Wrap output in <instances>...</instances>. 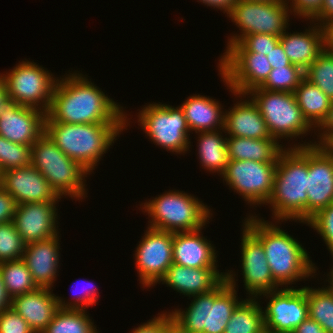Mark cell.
I'll list each match as a JSON object with an SVG mask.
<instances>
[{
  "mask_svg": "<svg viewBox=\"0 0 333 333\" xmlns=\"http://www.w3.org/2000/svg\"><path fill=\"white\" fill-rule=\"evenodd\" d=\"M139 206L148 215L147 227L173 233L205 228L214 215L213 209L198 197L178 189L145 199Z\"/></svg>",
  "mask_w": 333,
  "mask_h": 333,
  "instance_id": "cell-6",
  "label": "cell"
},
{
  "mask_svg": "<svg viewBox=\"0 0 333 333\" xmlns=\"http://www.w3.org/2000/svg\"><path fill=\"white\" fill-rule=\"evenodd\" d=\"M89 315L87 309L60 308L41 333H100Z\"/></svg>",
  "mask_w": 333,
  "mask_h": 333,
  "instance_id": "cell-32",
  "label": "cell"
},
{
  "mask_svg": "<svg viewBox=\"0 0 333 333\" xmlns=\"http://www.w3.org/2000/svg\"><path fill=\"white\" fill-rule=\"evenodd\" d=\"M203 229L173 233V264L189 268L219 266L218 251L212 242L203 236Z\"/></svg>",
  "mask_w": 333,
  "mask_h": 333,
  "instance_id": "cell-25",
  "label": "cell"
},
{
  "mask_svg": "<svg viewBox=\"0 0 333 333\" xmlns=\"http://www.w3.org/2000/svg\"><path fill=\"white\" fill-rule=\"evenodd\" d=\"M9 103L6 86L3 79L0 77V112Z\"/></svg>",
  "mask_w": 333,
  "mask_h": 333,
  "instance_id": "cell-53",
  "label": "cell"
},
{
  "mask_svg": "<svg viewBox=\"0 0 333 333\" xmlns=\"http://www.w3.org/2000/svg\"><path fill=\"white\" fill-rule=\"evenodd\" d=\"M327 276L326 277H328V278H326L324 281H326V282H324L325 283V285H326V283L328 282V285L332 288V290H333V266H331V269H330V272H328L327 274H326Z\"/></svg>",
  "mask_w": 333,
  "mask_h": 333,
  "instance_id": "cell-55",
  "label": "cell"
},
{
  "mask_svg": "<svg viewBox=\"0 0 333 333\" xmlns=\"http://www.w3.org/2000/svg\"><path fill=\"white\" fill-rule=\"evenodd\" d=\"M172 319L171 313L165 310L157 316L149 319L145 323H141L138 327H134L129 333H162L163 327Z\"/></svg>",
  "mask_w": 333,
  "mask_h": 333,
  "instance_id": "cell-45",
  "label": "cell"
},
{
  "mask_svg": "<svg viewBox=\"0 0 333 333\" xmlns=\"http://www.w3.org/2000/svg\"><path fill=\"white\" fill-rule=\"evenodd\" d=\"M25 247L13 221L0 224V263L22 259Z\"/></svg>",
  "mask_w": 333,
  "mask_h": 333,
  "instance_id": "cell-38",
  "label": "cell"
},
{
  "mask_svg": "<svg viewBox=\"0 0 333 333\" xmlns=\"http://www.w3.org/2000/svg\"><path fill=\"white\" fill-rule=\"evenodd\" d=\"M306 226L313 228L321 236L333 257V203L319 210L306 222Z\"/></svg>",
  "mask_w": 333,
  "mask_h": 333,
  "instance_id": "cell-39",
  "label": "cell"
},
{
  "mask_svg": "<svg viewBox=\"0 0 333 333\" xmlns=\"http://www.w3.org/2000/svg\"><path fill=\"white\" fill-rule=\"evenodd\" d=\"M276 167L277 162L229 160L220 177L251 208L264 207L272 194Z\"/></svg>",
  "mask_w": 333,
  "mask_h": 333,
  "instance_id": "cell-12",
  "label": "cell"
},
{
  "mask_svg": "<svg viewBox=\"0 0 333 333\" xmlns=\"http://www.w3.org/2000/svg\"><path fill=\"white\" fill-rule=\"evenodd\" d=\"M0 333H35L26 320L13 308L0 312Z\"/></svg>",
  "mask_w": 333,
  "mask_h": 333,
  "instance_id": "cell-42",
  "label": "cell"
},
{
  "mask_svg": "<svg viewBox=\"0 0 333 333\" xmlns=\"http://www.w3.org/2000/svg\"><path fill=\"white\" fill-rule=\"evenodd\" d=\"M83 281H86V287H83V290L80 293V290H72L73 294V301L71 300H64L63 297L57 296L59 307L60 308H75V309H87L91 306H94L95 304H98V299L100 297V292L98 288L96 287L95 283H92L91 281L83 279ZM79 282V280H78ZM76 282V284L78 283ZM75 284L73 283V286ZM79 285V284H78ZM84 286V285H83ZM75 286L74 288H76ZM82 288V287H81ZM85 288V289H84ZM72 289V288H71Z\"/></svg>",
  "mask_w": 333,
  "mask_h": 333,
  "instance_id": "cell-40",
  "label": "cell"
},
{
  "mask_svg": "<svg viewBox=\"0 0 333 333\" xmlns=\"http://www.w3.org/2000/svg\"><path fill=\"white\" fill-rule=\"evenodd\" d=\"M224 129L196 132L197 155L200 165L207 172L221 176L229 162L227 135Z\"/></svg>",
  "mask_w": 333,
  "mask_h": 333,
  "instance_id": "cell-28",
  "label": "cell"
},
{
  "mask_svg": "<svg viewBox=\"0 0 333 333\" xmlns=\"http://www.w3.org/2000/svg\"><path fill=\"white\" fill-rule=\"evenodd\" d=\"M0 186L15 199L17 205L36 202H61L62 199L41 172L32 165L2 172L0 174Z\"/></svg>",
  "mask_w": 333,
  "mask_h": 333,
  "instance_id": "cell-19",
  "label": "cell"
},
{
  "mask_svg": "<svg viewBox=\"0 0 333 333\" xmlns=\"http://www.w3.org/2000/svg\"><path fill=\"white\" fill-rule=\"evenodd\" d=\"M296 287V288H295ZM281 287L257 297L264 299L262 305L265 329L272 332H294L301 322L309 317L307 301V285L302 288Z\"/></svg>",
  "mask_w": 333,
  "mask_h": 333,
  "instance_id": "cell-15",
  "label": "cell"
},
{
  "mask_svg": "<svg viewBox=\"0 0 333 333\" xmlns=\"http://www.w3.org/2000/svg\"><path fill=\"white\" fill-rule=\"evenodd\" d=\"M247 215L242 223L262 243L273 279L281 287L317 277L319 268L303 244L279 226L283 221L273 223L260 214Z\"/></svg>",
  "mask_w": 333,
  "mask_h": 333,
  "instance_id": "cell-2",
  "label": "cell"
},
{
  "mask_svg": "<svg viewBox=\"0 0 333 333\" xmlns=\"http://www.w3.org/2000/svg\"><path fill=\"white\" fill-rule=\"evenodd\" d=\"M16 207L15 199L0 186V224L13 221Z\"/></svg>",
  "mask_w": 333,
  "mask_h": 333,
  "instance_id": "cell-46",
  "label": "cell"
},
{
  "mask_svg": "<svg viewBox=\"0 0 333 333\" xmlns=\"http://www.w3.org/2000/svg\"><path fill=\"white\" fill-rule=\"evenodd\" d=\"M294 94L303 117L316 129L326 118L332 101L317 85L305 77Z\"/></svg>",
  "mask_w": 333,
  "mask_h": 333,
  "instance_id": "cell-30",
  "label": "cell"
},
{
  "mask_svg": "<svg viewBox=\"0 0 333 333\" xmlns=\"http://www.w3.org/2000/svg\"><path fill=\"white\" fill-rule=\"evenodd\" d=\"M274 137L252 139L227 136L229 160H254L258 162H277L279 153L285 148Z\"/></svg>",
  "mask_w": 333,
  "mask_h": 333,
  "instance_id": "cell-29",
  "label": "cell"
},
{
  "mask_svg": "<svg viewBox=\"0 0 333 333\" xmlns=\"http://www.w3.org/2000/svg\"><path fill=\"white\" fill-rule=\"evenodd\" d=\"M236 99L233 107L225 109L224 130L227 136L244 137L252 139H269L270 135L266 122L263 119L259 108L247 94H237L229 87L226 78L218 73ZM244 98V99H243Z\"/></svg>",
  "mask_w": 333,
  "mask_h": 333,
  "instance_id": "cell-20",
  "label": "cell"
},
{
  "mask_svg": "<svg viewBox=\"0 0 333 333\" xmlns=\"http://www.w3.org/2000/svg\"><path fill=\"white\" fill-rule=\"evenodd\" d=\"M248 1H255V2H275V1H285V0H248Z\"/></svg>",
  "mask_w": 333,
  "mask_h": 333,
  "instance_id": "cell-56",
  "label": "cell"
},
{
  "mask_svg": "<svg viewBox=\"0 0 333 333\" xmlns=\"http://www.w3.org/2000/svg\"><path fill=\"white\" fill-rule=\"evenodd\" d=\"M46 113L9 102L0 112V135L11 142L32 145L43 133Z\"/></svg>",
  "mask_w": 333,
  "mask_h": 333,
  "instance_id": "cell-21",
  "label": "cell"
},
{
  "mask_svg": "<svg viewBox=\"0 0 333 333\" xmlns=\"http://www.w3.org/2000/svg\"><path fill=\"white\" fill-rule=\"evenodd\" d=\"M241 226L240 274L247 297L257 298L263 293L280 289L271 274L262 243L244 225Z\"/></svg>",
  "mask_w": 333,
  "mask_h": 333,
  "instance_id": "cell-16",
  "label": "cell"
},
{
  "mask_svg": "<svg viewBox=\"0 0 333 333\" xmlns=\"http://www.w3.org/2000/svg\"><path fill=\"white\" fill-rule=\"evenodd\" d=\"M126 130V123L66 124L44 122V133L68 157L91 174ZM118 137V138H117Z\"/></svg>",
  "mask_w": 333,
  "mask_h": 333,
  "instance_id": "cell-4",
  "label": "cell"
},
{
  "mask_svg": "<svg viewBox=\"0 0 333 333\" xmlns=\"http://www.w3.org/2000/svg\"><path fill=\"white\" fill-rule=\"evenodd\" d=\"M11 308L26 320L35 333H41L60 309L53 290L42 287L13 297Z\"/></svg>",
  "mask_w": 333,
  "mask_h": 333,
  "instance_id": "cell-26",
  "label": "cell"
},
{
  "mask_svg": "<svg viewBox=\"0 0 333 333\" xmlns=\"http://www.w3.org/2000/svg\"><path fill=\"white\" fill-rule=\"evenodd\" d=\"M50 72L42 65L25 58L13 69L4 74L0 73L6 86L9 102L33 107L47 113L58 79Z\"/></svg>",
  "mask_w": 333,
  "mask_h": 333,
  "instance_id": "cell-10",
  "label": "cell"
},
{
  "mask_svg": "<svg viewBox=\"0 0 333 333\" xmlns=\"http://www.w3.org/2000/svg\"><path fill=\"white\" fill-rule=\"evenodd\" d=\"M261 302L257 298L246 297L232 313L223 333H260L264 330Z\"/></svg>",
  "mask_w": 333,
  "mask_h": 333,
  "instance_id": "cell-31",
  "label": "cell"
},
{
  "mask_svg": "<svg viewBox=\"0 0 333 333\" xmlns=\"http://www.w3.org/2000/svg\"><path fill=\"white\" fill-rule=\"evenodd\" d=\"M315 135L317 140H312V142H299L293 145V142L288 147H299V146H310V145H321V146H333V101L331 102L330 109L326 118L322 123L315 129ZM318 131V132H317ZM317 133V134H316ZM292 145V146H291Z\"/></svg>",
  "mask_w": 333,
  "mask_h": 333,
  "instance_id": "cell-43",
  "label": "cell"
},
{
  "mask_svg": "<svg viewBox=\"0 0 333 333\" xmlns=\"http://www.w3.org/2000/svg\"><path fill=\"white\" fill-rule=\"evenodd\" d=\"M279 42L280 37L264 33L246 35L239 41L248 52L262 55H267Z\"/></svg>",
  "mask_w": 333,
  "mask_h": 333,
  "instance_id": "cell-41",
  "label": "cell"
},
{
  "mask_svg": "<svg viewBox=\"0 0 333 333\" xmlns=\"http://www.w3.org/2000/svg\"><path fill=\"white\" fill-rule=\"evenodd\" d=\"M218 61V72L237 94H247L259 88L272 70L266 55L248 52L239 42L232 44Z\"/></svg>",
  "mask_w": 333,
  "mask_h": 333,
  "instance_id": "cell-13",
  "label": "cell"
},
{
  "mask_svg": "<svg viewBox=\"0 0 333 333\" xmlns=\"http://www.w3.org/2000/svg\"><path fill=\"white\" fill-rule=\"evenodd\" d=\"M308 29L303 32H285L280 36L285 54L291 64L305 71L328 46L327 28L318 23L309 21ZM312 23V24H311Z\"/></svg>",
  "mask_w": 333,
  "mask_h": 333,
  "instance_id": "cell-22",
  "label": "cell"
},
{
  "mask_svg": "<svg viewBox=\"0 0 333 333\" xmlns=\"http://www.w3.org/2000/svg\"><path fill=\"white\" fill-rule=\"evenodd\" d=\"M266 56L272 68L291 65V62L285 54L284 48L280 42Z\"/></svg>",
  "mask_w": 333,
  "mask_h": 333,
  "instance_id": "cell-48",
  "label": "cell"
},
{
  "mask_svg": "<svg viewBox=\"0 0 333 333\" xmlns=\"http://www.w3.org/2000/svg\"><path fill=\"white\" fill-rule=\"evenodd\" d=\"M71 72V73H70ZM102 91L88 75L70 71L58 77L45 122L66 124L132 122L123 106Z\"/></svg>",
  "mask_w": 333,
  "mask_h": 333,
  "instance_id": "cell-1",
  "label": "cell"
},
{
  "mask_svg": "<svg viewBox=\"0 0 333 333\" xmlns=\"http://www.w3.org/2000/svg\"><path fill=\"white\" fill-rule=\"evenodd\" d=\"M0 272L11 298L39 288L22 259L1 262Z\"/></svg>",
  "mask_w": 333,
  "mask_h": 333,
  "instance_id": "cell-34",
  "label": "cell"
},
{
  "mask_svg": "<svg viewBox=\"0 0 333 333\" xmlns=\"http://www.w3.org/2000/svg\"><path fill=\"white\" fill-rule=\"evenodd\" d=\"M271 333H294V332H272Z\"/></svg>",
  "mask_w": 333,
  "mask_h": 333,
  "instance_id": "cell-58",
  "label": "cell"
},
{
  "mask_svg": "<svg viewBox=\"0 0 333 333\" xmlns=\"http://www.w3.org/2000/svg\"><path fill=\"white\" fill-rule=\"evenodd\" d=\"M31 148L32 166L41 172L61 198L68 196L82 202L88 197L86 181L91 173L80 163L66 156L45 133Z\"/></svg>",
  "mask_w": 333,
  "mask_h": 333,
  "instance_id": "cell-7",
  "label": "cell"
},
{
  "mask_svg": "<svg viewBox=\"0 0 333 333\" xmlns=\"http://www.w3.org/2000/svg\"><path fill=\"white\" fill-rule=\"evenodd\" d=\"M11 300L12 298L9 296L5 288V284L0 272V312L11 307Z\"/></svg>",
  "mask_w": 333,
  "mask_h": 333,
  "instance_id": "cell-51",
  "label": "cell"
},
{
  "mask_svg": "<svg viewBox=\"0 0 333 333\" xmlns=\"http://www.w3.org/2000/svg\"><path fill=\"white\" fill-rule=\"evenodd\" d=\"M304 77L333 101V51L328 46L304 71Z\"/></svg>",
  "mask_w": 333,
  "mask_h": 333,
  "instance_id": "cell-35",
  "label": "cell"
},
{
  "mask_svg": "<svg viewBox=\"0 0 333 333\" xmlns=\"http://www.w3.org/2000/svg\"><path fill=\"white\" fill-rule=\"evenodd\" d=\"M162 333H186L173 318L163 327Z\"/></svg>",
  "mask_w": 333,
  "mask_h": 333,
  "instance_id": "cell-52",
  "label": "cell"
},
{
  "mask_svg": "<svg viewBox=\"0 0 333 333\" xmlns=\"http://www.w3.org/2000/svg\"><path fill=\"white\" fill-rule=\"evenodd\" d=\"M197 2H202L207 7L215 8L216 11L221 10L224 14H227L226 17L231 12L232 8L236 5L238 0H197Z\"/></svg>",
  "mask_w": 333,
  "mask_h": 333,
  "instance_id": "cell-49",
  "label": "cell"
},
{
  "mask_svg": "<svg viewBox=\"0 0 333 333\" xmlns=\"http://www.w3.org/2000/svg\"><path fill=\"white\" fill-rule=\"evenodd\" d=\"M327 43L328 47L333 51V24L327 28Z\"/></svg>",
  "mask_w": 333,
  "mask_h": 333,
  "instance_id": "cell-54",
  "label": "cell"
},
{
  "mask_svg": "<svg viewBox=\"0 0 333 333\" xmlns=\"http://www.w3.org/2000/svg\"><path fill=\"white\" fill-rule=\"evenodd\" d=\"M290 10L285 1L255 2L238 0L227 16L240 30L227 37L226 51L232 44L238 43L244 36L264 33L280 37L289 30Z\"/></svg>",
  "mask_w": 333,
  "mask_h": 333,
  "instance_id": "cell-11",
  "label": "cell"
},
{
  "mask_svg": "<svg viewBox=\"0 0 333 333\" xmlns=\"http://www.w3.org/2000/svg\"><path fill=\"white\" fill-rule=\"evenodd\" d=\"M32 165L31 145L11 142L0 135V174L6 170Z\"/></svg>",
  "mask_w": 333,
  "mask_h": 333,
  "instance_id": "cell-37",
  "label": "cell"
},
{
  "mask_svg": "<svg viewBox=\"0 0 333 333\" xmlns=\"http://www.w3.org/2000/svg\"><path fill=\"white\" fill-rule=\"evenodd\" d=\"M303 78L304 71L296 65L276 67L272 68L267 79L259 88L294 93Z\"/></svg>",
  "mask_w": 333,
  "mask_h": 333,
  "instance_id": "cell-36",
  "label": "cell"
},
{
  "mask_svg": "<svg viewBox=\"0 0 333 333\" xmlns=\"http://www.w3.org/2000/svg\"><path fill=\"white\" fill-rule=\"evenodd\" d=\"M59 234L39 242L27 244L22 256L33 280L38 287L53 289L59 276L60 239Z\"/></svg>",
  "mask_w": 333,
  "mask_h": 333,
  "instance_id": "cell-24",
  "label": "cell"
},
{
  "mask_svg": "<svg viewBox=\"0 0 333 333\" xmlns=\"http://www.w3.org/2000/svg\"><path fill=\"white\" fill-rule=\"evenodd\" d=\"M286 2L294 18L309 21L321 10L324 0H286Z\"/></svg>",
  "mask_w": 333,
  "mask_h": 333,
  "instance_id": "cell-44",
  "label": "cell"
},
{
  "mask_svg": "<svg viewBox=\"0 0 333 333\" xmlns=\"http://www.w3.org/2000/svg\"><path fill=\"white\" fill-rule=\"evenodd\" d=\"M326 286H307L308 312L309 318L319 323L326 333H333V290Z\"/></svg>",
  "mask_w": 333,
  "mask_h": 333,
  "instance_id": "cell-33",
  "label": "cell"
},
{
  "mask_svg": "<svg viewBox=\"0 0 333 333\" xmlns=\"http://www.w3.org/2000/svg\"><path fill=\"white\" fill-rule=\"evenodd\" d=\"M219 267L189 268L178 264H172L158 284H166L171 288L191 297L205 294L217 288L225 280V272L219 271Z\"/></svg>",
  "mask_w": 333,
  "mask_h": 333,
  "instance_id": "cell-23",
  "label": "cell"
},
{
  "mask_svg": "<svg viewBox=\"0 0 333 333\" xmlns=\"http://www.w3.org/2000/svg\"><path fill=\"white\" fill-rule=\"evenodd\" d=\"M57 205L58 202L22 203L17 205L13 223L26 245L60 234Z\"/></svg>",
  "mask_w": 333,
  "mask_h": 333,
  "instance_id": "cell-18",
  "label": "cell"
},
{
  "mask_svg": "<svg viewBox=\"0 0 333 333\" xmlns=\"http://www.w3.org/2000/svg\"><path fill=\"white\" fill-rule=\"evenodd\" d=\"M294 333H326L321 325L311 318L305 319L294 330Z\"/></svg>",
  "mask_w": 333,
  "mask_h": 333,
  "instance_id": "cell-50",
  "label": "cell"
},
{
  "mask_svg": "<svg viewBox=\"0 0 333 333\" xmlns=\"http://www.w3.org/2000/svg\"><path fill=\"white\" fill-rule=\"evenodd\" d=\"M233 271L226 269L225 280L211 292L189 297L193 298L184 310L177 307L169 311L173 320L186 333L224 332L232 313L244 300L238 298V273Z\"/></svg>",
  "mask_w": 333,
  "mask_h": 333,
  "instance_id": "cell-5",
  "label": "cell"
},
{
  "mask_svg": "<svg viewBox=\"0 0 333 333\" xmlns=\"http://www.w3.org/2000/svg\"><path fill=\"white\" fill-rule=\"evenodd\" d=\"M137 113L139 128L151 142L175 155L184 156L191 148L190 129L180 106L145 103Z\"/></svg>",
  "mask_w": 333,
  "mask_h": 333,
  "instance_id": "cell-9",
  "label": "cell"
},
{
  "mask_svg": "<svg viewBox=\"0 0 333 333\" xmlns=\"http://www.w3.org/2000/svg\"><path fill=\"white\" fill-rule=\"evenodd\" d=\"M146 229L133 254L143 289L156 286L173 264V232Z\"/></svg>",
  "mask_w": 333,
  "mask_h": 333,
  "instance_id": "cell-14",
  "label": "cell"
},
{
  "mask_svg": "<svg viewBox=\"0 0 333 333\" xmlns=\"http://www.w3.org/2000/svg\"><path fill=\"white\" fill-rule=\"evenodd\" d=\"M247 95L259 108L270 135L282 145V139L290 143L315 131L303 117L294 93L255 88Z\"/></svg>",
  "mask_w": 333,
  "mask_h": 333,
  "instance_id": "cell-8",
  "label": "cell"
},
{
  "mask_svg": "<svg viewBox=\"0 0 333 333\" xmlns=\"http://www.w3.org/2000/svg\"><path fill=\"white\" fill-rule=\"evenodd\" d=\"M260 333H271V331H270V330H267V329H264V330H262Z\"/></svg>",
  "mask_w": 333,
  "mask_h": 333,
  "instance_id": "cell-57",
  "label": "cell"
},
{
  "mask_svg": "<svg viewBox=\"0 0 333 333\" xmlns=\"http://www.w3.org/2000/svg\"><path fill=\"white\" fill-rule=\"evenodd\" d=\"M308 220L333 203V146H308Z\"/></svg>",
  "mask_w": 333,
  "mask_h": 333,
  "instance_id": "cell-17",
  "label": "cell"
},
{
  "mask_svg": "<svg viewBox=\"0 0 333 333\" xmlns=\"http://www.w3.org/2000/svg\"><path fill=\"white\" fill-rule=\"evenodd\" d=\"M179 106L192 134V131L196 133L224 129L225 110L216 99L194 94L188 96Z\"/></svg>",
  "mask_w": 333,
  "mask_h": 333,
  "instance_id": "cell-27",
  "label": "cell"
},
{
  "mask_svg": "<svg viewBox=\"0 0 333 333\" xmlns=\"http://www.w3.org/2000/svg\"><path fill=\"white\" fill-rule=\"evenodd\" d=\"M320 26L328 28L333 24V0H324L321 10L311 19Z\"/></svg>",
  "mask_w": 333,
  "mask_h": 333,
  "instance_id": "cell-47",
  "label": "cell"
},
{
  "mask_svg": "<svg viewBox=\"0 0 333 333\" xmlns=\"http://www.w3.org/2000/svg\"><path fill=\"white\" fill-rule=\"evenodd\" d=\"M308 146L287 147L279 153L269 206L272 221H308Z\"/></svg>",
  "mask_w": 333,
  "mask_h": 333,
  "instance_id": "cell-3",
  "label": "cell"
}]
</instances>
